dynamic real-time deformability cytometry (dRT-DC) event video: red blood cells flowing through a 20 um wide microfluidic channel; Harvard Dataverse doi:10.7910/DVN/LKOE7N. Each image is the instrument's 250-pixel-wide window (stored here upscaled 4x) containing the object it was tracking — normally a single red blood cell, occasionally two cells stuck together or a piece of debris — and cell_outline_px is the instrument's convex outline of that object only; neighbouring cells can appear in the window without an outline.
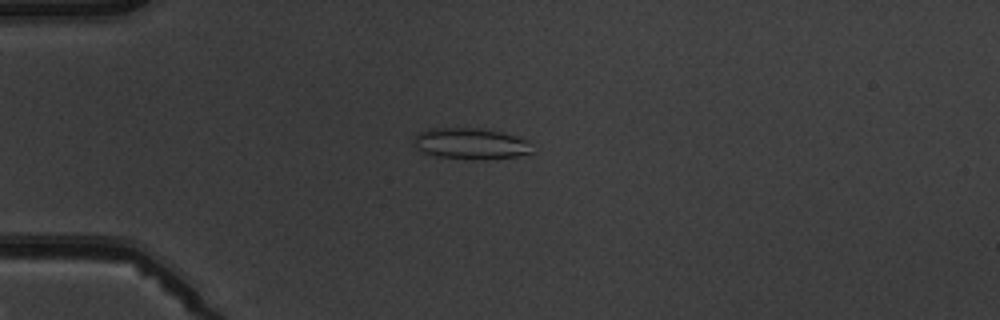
{"species": "common noctule bat (a hibernating species)", "species_latin": "Nyctalus noctula", "temperature_condition": "warm", "stored_images_in_passage": 5, "camera_frame_rate_fps": 3000, "um_per_image_px": 0.085, "animal": {"sex": "male", "body_mass_g": 19.5, "forearm_length_mm": 54.6}, "frame": {"image": 1, "passage_image": 4, "time_ms": 4.0, "image_size_px": [1000, 320], "cell_outline_px": [[532, 152], [516, 156], [476, 160], [436, 156], [424, 152], [416, 148], [416, 136], [420, 132], [428, 128], [480, 128], [500, 132], [516, 136], [528, 140]], "centroid_in_image_um": [40.02, 12.2], "position_along_channel_um": 45.0, "area_um2": 21.21}}